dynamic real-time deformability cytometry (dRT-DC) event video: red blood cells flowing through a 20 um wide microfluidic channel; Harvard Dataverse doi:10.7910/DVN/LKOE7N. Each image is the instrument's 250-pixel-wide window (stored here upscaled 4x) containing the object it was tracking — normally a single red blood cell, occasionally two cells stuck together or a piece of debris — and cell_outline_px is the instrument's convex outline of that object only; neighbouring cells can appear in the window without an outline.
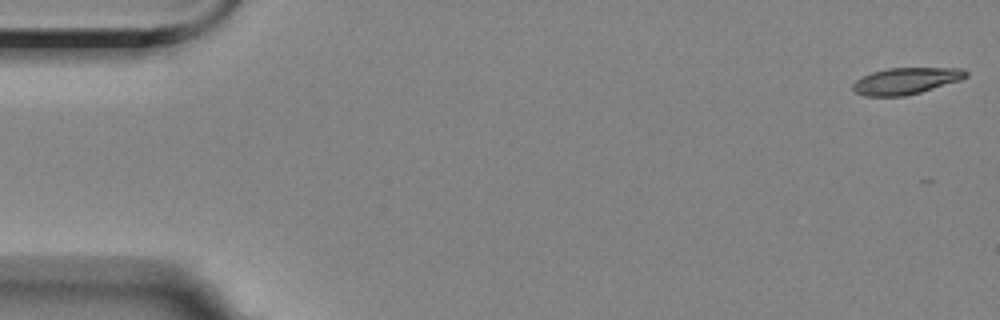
{"species": "Egyptian fruit bat (a non-hibernating species)", "species_latin": "Rousettus aegyptiacus", "temperature_condition": "room temperature", "stored_images_in_passage": 5, "camera_frame_rate_fps": 3000, "um_per_image_px": 0.085, "animal": {"sex": "female"}, "frame": {"image": 1, "passage_image": 1, "time_ms": 0.0, "image_size_px": [1000, 320], "cell_outline_px": [[968, 76], [960, 80], [920, 92], [904, 96], [864, 96], [856, 92], [852, 88], [852, 84], [856, 80], [872, 72], [888, 68], [964, 68], [968, 72]], "centroid_in_image_um": [77.01, 6.87], "position_along_channel_um": 8.0, "area_um2": 17.4}}
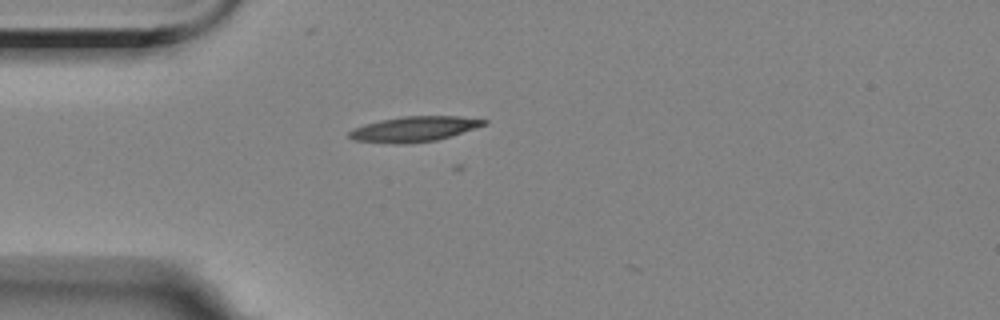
{"frame": {"image": 2, "passage_image": 5, "time_ms": 4.667, "image_size_px": [1000, 320], "cell_outline_px": [[488, 124], [436, 140], [404, 144], [392, 144], [352, 140], [348, 136], [348, 132], [364, 124], [380, 120], [404, 116], [460, 116], [488, 120]], "centroid_in_image_um": [35.19, 10.97], "position_along_channel_um": 49.8, "area_um2": 19.77}}